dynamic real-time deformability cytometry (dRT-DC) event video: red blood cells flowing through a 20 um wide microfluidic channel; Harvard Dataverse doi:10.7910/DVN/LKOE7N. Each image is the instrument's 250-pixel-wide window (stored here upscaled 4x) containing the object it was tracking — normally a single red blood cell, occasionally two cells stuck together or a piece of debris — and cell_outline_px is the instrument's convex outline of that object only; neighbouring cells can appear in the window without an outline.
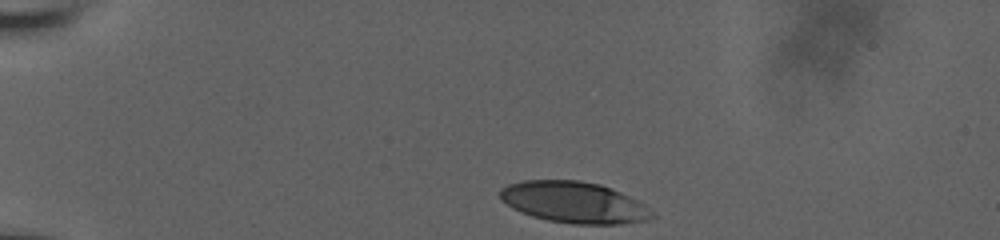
{"species": "human", "species_latin": "Homo sapiens", "temperature_condition": "room temperature", "stored_images_in_passage": 36, "camera_frame_rate_fps": 3000, "um_per_image_px": 0.085, "donor": {"sex": "male"}, "frame": {"image": 1, "passage_image": 1, "time_ms": 0.0, "image_size_px": [1000, 240], "cell_outline_px": [[656, 216], [648, 220], [620, 224], [572, 224], [548, 220], [532, 216], [512, 208], [500, 200], [500, 188], [508, 184], [524, 180], [580, 180], [600, 184], [620, 192], [644, 204]], "centroid_in_image_um": [48.77, 17.2], "position_along_channel_um": 36.2, "area_um2": 36.59}}
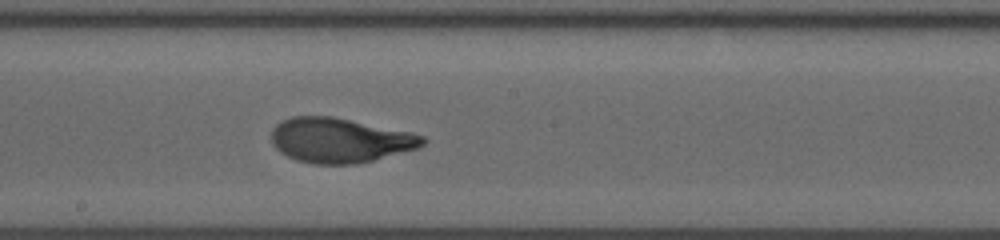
{"frame": {"image": 2, "passage_image": 21, "time_ms": 6.667, "image_size_px": [1000, 240], "cell_outline_px": [[428, 140], [420, 148], [356, 164], [316, 164], [296, 160], [280, 152], [272, 144], [272, 128], [276, 124], [292, 116], [332, 116], [412, 132], [424, 136]], "centroid_in_image_um": [28.91, 11.92], "position_along_channel_um": 219.3, "area_um2": 39.54}}
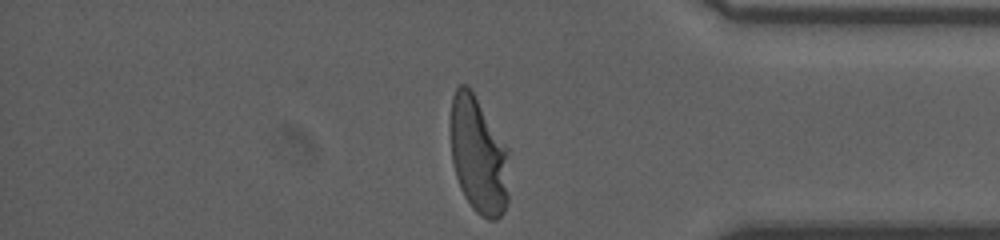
{"frame": {"image": 3, "passage_image": 36, "time_ms": 11.667, "image_size_px": [1000, 240], "cell_outline_px": [[508, 204], [504, 212], [496, 220], [488, 220], [480, 216], [472, 208], [464, 196], [460, 188], [456, 176], [452, 160], [452, 96], [456, 88], [460, 84], [468, 84], [508, 148]], "centroid_in_image_um": [40.69, 13.25], "position_along_channel_um": 394.5, "area_um2": 39.88}, "authors_computed_cell_mechanics": {"area_um2": 38.9283, "velocity_mm_per_s": 3.8017, "shape_relaxation_time_tau1_ms": 4.9817, "shape_relaxation_time_tau2_ms": null, "deformation_change_tau1": 0.2442, "deformation_change_tau2": null}}